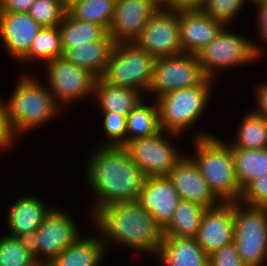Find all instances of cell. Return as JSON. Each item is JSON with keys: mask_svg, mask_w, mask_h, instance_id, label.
<instances>
[{"mask_svg": "<svg viewBox=\"0 0 267 266\" xmlns=\"http://www.w3.org/2000/svg\"><path fill=\"white\" fill-rule=\"evenodd\" d=\"M86 179L95 194L91 216L111 203L138 200L145 174L123 146H100L89 155Z\"/></svg>", "mask_w": 267, "mask_h": 266, "instance_id": "1", "label": "cell"}, {"mask_svg": "<svg viewBox=\"0 0 267 266\" xmlns=\"http://www.w3.org/2000/svg\"><path fill=\"white\" fill-rule=\"evenodd\" d=\"M92 218L105 246L118 243L157 257L164 238L163 229L138 200L111 203L99 208Z\"/></svg>", "mask_w": 267, "mask_h": 266, "instance_id": "2", "label": "cell"}, {"mask_svg": "<svg viewBox=\"0 0 267 266\" xmlns=\"http://www.w3.org/2000/svg\"><path fill=\"white\" fill-rule=\"evenodd\" d=\"M193 161L221 202L240 201L243 190L237 181L231 146L216 135L198 133L195 136Z\"/></svg>", "mask_w": 267, "mask_h": 266, "instance_id": "3", "label": "cell"}, {"mask_svg": "<svg viewBox=\"0 0 267 266\" xmlns=\"http://www.w3.org/2000/svg\"><path fill=\"white\" fill-rule=\"evenodd\" d=\"M10 97L7 101L9 119L17 135L42 126L61 110L51 90L31 75L17 82Z\"/></svg>", "mask_w": 267, "mask_h": 266, "instance_id": "4", "label": "cell"}, {"mask_svg": "<svg viewBox=\"0 0 267 266\" xmlns=\"http://www.w3.org/2000/svg\"><path fill=\"white\" fill-rule=\"evenodd\" d=\"M212 80L208 78L202 85L171 91L156 99L160 128L170 138L180 137L203 115L211 98Z\"/></svg>", "mask_w": 267, "mask_h": 266, "instance_id": "5", "label": "cell"}, {"mask_svg": "<svg viewBox=\"0 0 267 266\" xmlns=\"http://www.w3.org/2000/svg\"><path fill=\"white\" fill-rule=\"evenodd\" d=\"M156 58L135 42L115 43L102 79L109 84L147 92Z\"/></svg>", "mask_w": 267, "mask_h": 266, "instance_id": "6", "label": "cell"}, {"mask_svg": "<svg viewBox=\"0 0 267 266\" xmlns=\"http://www.w3.org/2000/svg\"><path fill=\"white\" fill-rule=\"evenodd\" d=\"M243 206L241 201L233 202L234 242L245 266H264L267 259V208Z\"/></svg>", "mask_w": 267, "mask_h": 266, "instance_id": "7", "label": "cell"}, {"mask_svg": "<svg viewBox=\"0 0 267 266\" xmlns=\"http://www.w3.org/2000/svg\"><path fill=\"white\" fill-rule=\"evenodd\" d=\"M226 27V28H225ZM231 33L227 25L223 26L216 37L197 53L198 61L204 74L216 78V70L243 66L262 56L261 44ZM261 55V56H260Z\"/></svg>", "mask_w": 267, "mask_h": 266, "instance_id": "8", "label": "cell"}, {"mask_svg": "<svg viewBox=\"0 0 267 266\" xmlns=\"http://www.w3.org/2000/svg\"><path fill=\"white\" fill-rule=\"evenodd\" d=\"M73 221L67 212L54 207L29 238L35 259L40 266L50 264L81 236ZM42 254L43 257L40 258Z\"/></svg>", "mask_w": 267, "mask_h": 266, "instance_id": "9", "label": "cell"}, {"mask_svg": "<svg viewBox=\"0 0 267 266\" xmlns=\"http://www.w3.org/2000/svg\"><path fill=\"white\" fill-rule=\"evenodd\" d=\"M207 79L197 56L181 53L156 60L147 92L156 94L157 99L171 91L202 85Z\"/></svg>", "mask_w": 267, "mask_h": 266, "instance_id": "10", "label": "cell"}, {"mask_svg": "<svg viewBox=\"0 0 267 266\" xmlns=\"http://www.w3.org/2000/svg\"><path fill=\"white\" fill-rule=\"evenodd\" d=\"M164 133L161 130L151 137L130 140L123 146L146 177L167 176L184 156L179 154L181 152L173 147Z\"/></svg>", "mask_w": 267, "mask_h": 266, "instance_id": "11", "label": "cell"}, {"mask_svg": "<svg viewBox=\"0 0 267 266\" xmlns=\"http://www.w3.org/2000/svg\"><path fill=\"white\" fill-rule=\"evenodd\" d=\"M45 66L50 84L48 87L60 107L61 103H74L84 96L87 97L86 95H94L96 77L88 70L76 66L64 57H58L43 67Z\"/></svg>", "mask_w": 267, "mask_h": 266, "instance_id": "12", "label": "cell"}, {"mask_svg": "<svg viewBox=\"0 0 267 266\" xmlns=\"http://www.w3.org/2000/svg\"><path fill=\"white\" fill-rule=\"evenodd\" d=\"M135 43L156 59L181 54L177 12L160 8L147 22Z\"/></svg>", "mask_w": 267, "mask_h": 266, "instance_id": "13", "label": "cell"}, {"mask_svg": "<svg viewBox=\"0 0 267 266\" xmlns=\"http://www.w3.org/2000/svg\"><path fill=\"white\" fill-rule=\"evenodd\" d=\"M159 9L150 0H116L108 34L115 43L135 42Z\"/></svg>", "mask_w": 267, "mask_h": 266, "instance_id": "14", "label": "cell"}, {"mask_svg": "<svg viewBox=\"0 0 267 266\" xmlns=\"http://www.w3.org/2000/svg\"><path fill=\"white\" fill-rule=\"evenodd\" d=\"M167 176L182 200L205 208L214 207L221 202L209 189L199 167L188 154L182 157Z\"/></svg>", "mask_w": 267, "mask_h": 266, "instance_id": "15", "label": "cell"}, {"mask_svg": "<svg viewBox=\"0 0 267 266\" xmlns=\"http://www.w3.org/2000/svg\"><path fill=\"white\" fill-rule=\"evenodd\" d=\"M196 240L208 255L234 241L233 202L206 208Z\"/></svg>", "mask_w": 267, "mask_h": 266, "instance_id": "16", "label": "cell"}, {"mask_svg": "<svg viewBox=\"0 0 267 266\" xmlns=\"http://www.w3.org/2000/svg\"><path fill=\"white\" fill-rule=\"evenodd\" d=\"M181 200L168 176L146 177L138 201L164 229Z\"/></svg>", "mask_w": 267, "mask_h": 266, "instance_id": "17", "label": "cell"}, {"mask_svg": "<svg viewBox=\"0 0 267 266\" xmlns=\"http://www.w3.org/2000/svg\"><path fill=\"white\" fill-rule=\"evenodd\" d=\"M28 12H0V37L6 51L21 61L41 29Z\"/></svg>", "mask_w": 267, "mask_h": 266, "instance_id": "18", "label": "cell"}, {"mask_svg": "<svg viewBox=\"0 0 267 266\" xmlns=\"http://www.w3.org/2000/svg\"><path fill=\"white\" fill-rule=\"evenodd\" d=\"M177 14L182 53L197 55L224 26L203 10L177 11Z\"/></svg>", "mask_w": 267, "mask_h": 266, "instance_id": "19", "label": "cell"}, {"mask_svg": "<svg viewBox=\"0 0 267 266\" xmlns=\"http://www.w3.org/2000/svg\"><path fill=\"white\" fill-rule=\"evenodd\" d=\"M51 209V206L47 207L35 195L20 197L11 205L7 213L9 236L29 239Z\"/></svg>", "mask_w": 267, "mask_h": 266, "instance_id": "20", "label": "cell"}, {"mask_svg": "<svg viewBox=\"0 0 267 266\" xmlns=\"http://www.w3.org/2000/svg\"><path fill=\"white\" fill-rule=\"evenodd\" d=\"M157 256L162 266H209V255L196 237L164 236Z\"/></svg>", "mask_w": 267, "mask_h": 266, "instance_id": "21", "label": "cell"}, {"mask_svg": "<svg viewBox=\"0 0 267 266\" xmlns=\"http://www.w3.org/2000/svg\"><path fill=\"white\" fill-rule=\"evenodd\" d=\"M115 41L107 33L101 40L67 48L62 57L101 78L110 60Z\"/></svg>", "mask_w": 267, "mask_h": 266, "instance_id": "22", "label": "cell"}, {"mask_svg": "<svg viewBox=\"0 0 267 266\" xmlns=\"http://www.w3.org/2000/svg\"><path fill=\"white\" fill-rule=\"evenodd\" d=\"M93 94L101 112H117L125 116L143 101L142 97H145L137 89L115 86L102 78H96Z\"/></svg>", "mask_w": 267, "mask_h": 266, "instance_id": "23", "label": "cell"}, {"mask_svg": "<svg viewBox=\"0 0 267 266\" xmlns=\"http://www.w3.org/2000/svg\"><path fill=\"white\" fill-rule=\"evenodd\" d=\"M107 248L99 236H80L47 266H100Z\"/></svg>", "mask_w": 267, "mask_h": 266, "instance_id": "24", "label": "cell"}, {"mask_svg": "<svg viewBox=\"0 0 267 266\" xmlns=\"http://www.w3.org/2000/svg\"><path fill=\"white\" fill-rule=\"evenodd\" d=\"M234 168L240 188L267 174V148L261 150L231 147Z\"/></svg>", "mask_w": 267, "mask_h": 266, "instance_id": "25", "label": "cell"}, {"mask_svg": "<svg viewBox=\"0 0 267 266\" xmlns=\"http://www.w3.org/2000/svg\"><path fill=\"white\" fill-rule=\"evenodd\" d=\"M58 29L61 34L63 52L69 47L101 40L108 33L104 26L74 19L68 13L65 14Z\"/></svg>", "mask_w": 267, "mask_h": 266, "instance_id": "26", "label": "cell"}, {"mask_svg": "<svg viewBox=\"0 0 267 266\" xmlns=\"http://www.w3.org/2000/svg\"><path fill=\"white\" fill-rule=\"evenodd\" d=\"M206 208L186 200H180L164 236L196 237Z\"/></svg>", "mask_w": 267, "mask_h": 266, "instance_id": "27", "label": "cell"}, {"mask_svg": "<svg viewBox=\"0 0 267 266\" xmlns=\"http://www.w3.org/2000/svg\"><path fill=\"white\" fill-rule=\"evenodd\" d=\"M143 102L127 115L126 143L136 138L151 137L161 131L156 100L152 105Z\"/></svg>", "mask_w": 267, "mask_h": 266, "instance_id": "28", "label": "cell"}, {"mask_svg": "<svg viewBox=\"0 0 267 266\" xmlns=\"http://www.w3.org/2000/svg\"><path fill=\"white\" fill-rule=\"evenodd\" d=\"M236 143L231 147L261 150L267 148V119L249 112L238 126Z\"/></svg>", "mask_w": 267, "mask_h": 266, "instance_id": "29", "label": "cell"}, {"mask_svg": "<svg viewBox=\"0 0 267 266\" xmlns=\"http://www.w3.org/2000/svg\"><path fill=\"white\" fill-rule=\"evenodd\" d=\"M116 0H81L73 4L67 13L74 19L92 22L109 29L113 20Z\"/></svg>", "mask_w": 267, "mask_h": 266, "instance_id": "30", "label": "cell"}, {"mask_svg": "<svg viewBox=\"0 0 267 266\" xmlns=\"http://www.w3.org/2000/svg\"><path fill=\"white\" fill-rule=\"evenodd\" d=\"M61 34L58 27H41L29 53L21 61L41 60L42 65L62 57Z\"/></svg>", "mask_w": 267, "mask_h": 266, "instance_id": "31", "label": "cell"}, {"mask_svg": "<svg viewBox=\"0 0 267 266\" xmlns=\"http://www.w3.org/2000/svg\"><path fill=\"white\" fill-rule=\"evenodd\" d=\"M0 266H40L29 239L4 235L0 238Z\"/></svg>", "mask_w": 267, "mask_h": 266, "instance_id": "32", "label": "cell"}, {"mask_svg": "<svg viewBox=\"0 0 267 266\" xmlns=\"http://www.w3.org/2000/svg\"><path fill=\"white\" fill-rule=\"evenodd\" d=\"M28 13L42 27H58L67 9L60 0H35Z\"/></svg>", "mask_w": 267, "mask_h": 266, "instance_id": "33", "label": "cell"}, {"mask_svg": "<svg viewBox=\"0 0 267 266\" xmlns=\"http://www.w3.org/2000/svg\"><path fill=\"white\" fill-rule=\"evenodd\" d=\"M102 114L107 141H103L100 146H124L126 144L127 116L117 112H102Z\"/></svg>", "mask_w": 267, "mask_h": 266, "instance_id": "34", "label": "cell"}, {"mask_svg": "<svg viewBox=\"0 0 267 266\" xmlns=\"http://www.w3.org/2000/svg\"><path fill=\"white\" fill-rule=\"evenodd\" d=\"M246 2L248 0H207L202 10L226 26L238 16Z\"/></svg>", "mask_w": 267, "mask_h": 266, "instance_id": "35", "label": "cell"}, {"mask_svg": "<svg viewBox=\"0 0 267 266\" xmlns=\"http://www.w3.org/2000/svg\"><path fill=\"white\" fill-rule=\"evenodd\" d=\"M244 205L267 208V174L252 181L240 200Z\"/></svg>", "mask_w": 267, "mask_h": 266, "instance_id": "36", "label": "cell"}, {"mask_svg": "<svg viewBox=\"0 0 267 266\" xmlns=\"http://www.w3.org/2000/svg\"><path fill=\"white\" fill-rule=\"evenodd\" d=\"M209 266H245L239 256L235 242L212 252L209 255Z\"/></svg>", "mask_w": 267, "mask_h": 266, "instance_id": "37", "label": "cell"}, {"mask_svg": "<svg viewBox=\"0 0 267 266\" xmlns=\"http://www.w3.org/2000/svg\"><path fill=\"white\" fill-rule=\"evenodd\" d=\"M17 134L14 132L10 119L7 102H3L0 98V148L12 147Z\"/></svg>", "mask_w": 267, "mask_h": 266, "instance_id": "38", "label": "cell"}, {"mask_svg": "<svg viewBox=\"0 0 267 266\" xmlns=\"http://www.w3.org/2000/svg\"><path fill=\"white\" fill-rule=\"evenodd\" d=\"M258 6L257 10V30L259 31V38L260 40H264L267 43V0H260L255 2Z\"/></svg>", "mask_w": 267, "mask_h": 266, "instance_id": "39", "label": "cell"}, {"mask_svg": "<svg viewBox=\"0 0 267 266\" xmlns=\"http://www.w3.org/2000/svg\"><path fill=\"white\" fill-rule=\"evenodd\" d=\"M35 0H0V12H29Z\"/></svg>", "mask_w": 267, "mask_h": 266, "instance_id": "40", "label": "cell"}, {"mask_svg": "<svg viewBox=\"0 0 267 266\" xmlns=\"http://www.w3.org/2000/svg\"><path fill=\"white\" fill-rule=\"evenodd\" d=\"M207 0H169L168 10L185 11V10H202Z\"/></svg>", "mask_w": 267, "mask_h": 266, "instance_id": "41", "label": "cell"}, {"mask_svg": "<svg viewBox=\"0 0 267 266\" xmlns=\"http://www.w3.org/2000/svg\"><path fill=\"white\" fill-rule=\"evenodd\" d=\"M260 86V87H259ZM257 87L256 98H257V108L258 110H253L259 116L267 119V84L259 85Z\"/></svg>", "mask_w": 267, "mask_h": 266, "instance_id": "42", "label": "cell"}, {"mask_svg": "<svg viewBox=\"0 0 267 266\" xmlns=\"http://www.w3.org/2000/svg\"><path fill=\"white\" fill-rule=\"evenodd\" d=\"M150 1H152L159 8L168 9L169 0H150Z\"/></svg>", "mask_w": 267, "mask_h": 266, "instance_id": "43", "label": "cell"}, {"mask_svg": "<svg viewBox=\"0 0 267 266\" xmlns=\"http://www.w3.org/2000/svg\"><path fill=\"white\" fill-rule=\"evenodd\" d=\"M60 1L66 9H69L73 4L81 0H60Z\"/></svg>", "mask_w": 267, "mask_h": 266, "instance_id": "44", "label": "cell"}, {"mask_svg": "<svg viewBox=\"0 0 267 266\" xmlns=\"http://www.w3.org/2000/svg\"><path fill=\"white\" fill-rule=\"evenodd\" d=\"M249 2H250V0H248ZM258 1H260V0H251V2H253V4H254V2H258Z\"/></svg>", "mask_w": 267, "mask_h": 266, "instance_id": "45", "label": "cell"}]
</instances>
